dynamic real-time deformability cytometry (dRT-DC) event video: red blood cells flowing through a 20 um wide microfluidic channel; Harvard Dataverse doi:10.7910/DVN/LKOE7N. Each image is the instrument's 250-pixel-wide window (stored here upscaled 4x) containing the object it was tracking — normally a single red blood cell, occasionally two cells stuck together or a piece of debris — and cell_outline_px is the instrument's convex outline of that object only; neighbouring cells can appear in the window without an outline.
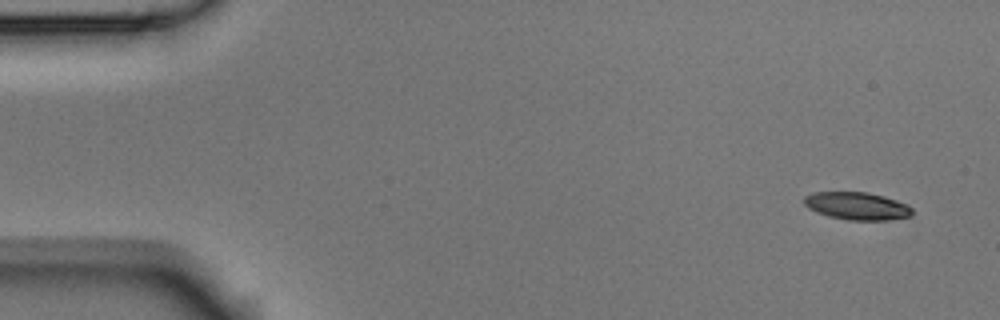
{"species": "Egyptian fruit bat (a non-hibernating species)", "species_latin": "Rousettus aegyptiacus", "temperature_condition": "room temperature", "stored_images_in_passage": 5, "segment_of_instrument_passage": [1, 2], "camera_frame_rate_fps": 3000, "um_per_image_px": 0.085, "animal": {"sex": "male"}, "frame": {"image": 1, "passage_image": 1, "time_ms": 0.0, "image_size_px": [1000, 320], "cell_outline_px": [[912, 216], [888, 220], [848, 220], [828, 216], [816, 212], [808, 208], [804, 204], [804, 196], [812, 192], [868, 192], [884, 196], [896, 200], [912, 208]], "centroid_in_image_um": [72.82, 17.51], "position_along_channel_um": 12.2, "area_um2": 17.46}}
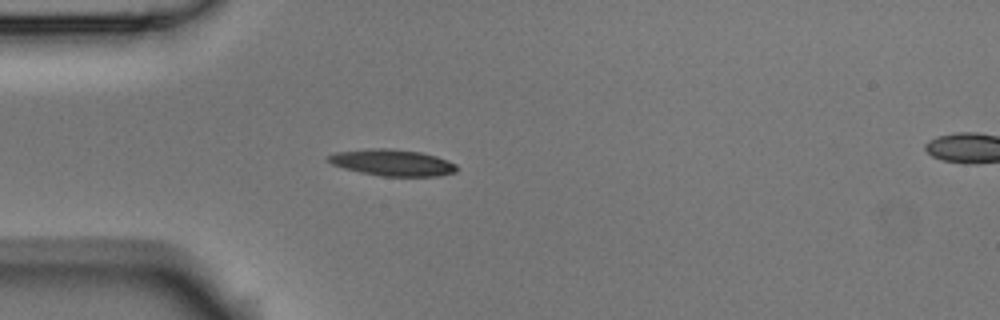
{"frame": {"image": 2, "passage_image": 4, "time_ms": 1.0, "image_size_px": [1000, 320], "cell_outline_px": [[456, 172], [440, 176], [380, 176], [360, 172], [344, 168], [332, 164], [328, 160], [328, 156], [336, 152], [372, 148], [392, 148], [420, 152], [436, 156], [448, 160], [456, 164]], "centroid_in_image_um": [33.37, 13.82], "position_along_channel_um": 51.6, "area_um2": 19.77}}